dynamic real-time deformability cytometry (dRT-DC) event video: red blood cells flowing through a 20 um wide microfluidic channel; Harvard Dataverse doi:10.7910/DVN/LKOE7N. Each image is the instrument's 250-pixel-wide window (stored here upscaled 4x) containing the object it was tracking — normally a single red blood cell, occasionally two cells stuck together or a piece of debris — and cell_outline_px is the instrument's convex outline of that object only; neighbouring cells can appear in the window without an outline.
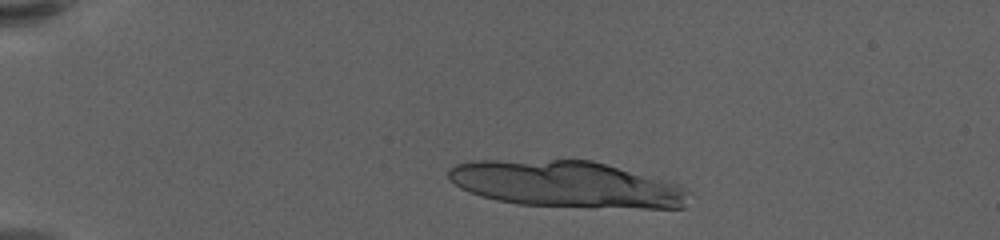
{"species": "human", "species_latin": "Homo sapiens", "temperature_condition": "warm", "stored_images_in_passage": 9, "camera_frame_rate_fps": 3000, "um_per_image_px": 0.085, "donor": {"sex": "female"}, "frame": {"image": 1, "passage_image": 6, "time_ms": 1.667, "image_size_px": [1000, 240], "cell_outline_px": [[692, 192], [684, 208], [592, 208], [516, 204], [496, 200], [480, 196], [460, 188], [448, 176], [448, 168], [456, 164], [472, 160], [592, 160], [680, 184]], "centroid_in_image_um": [48.18, 15.67], "position_along_channel_um": 36.8, "area_um2": 65.83}}